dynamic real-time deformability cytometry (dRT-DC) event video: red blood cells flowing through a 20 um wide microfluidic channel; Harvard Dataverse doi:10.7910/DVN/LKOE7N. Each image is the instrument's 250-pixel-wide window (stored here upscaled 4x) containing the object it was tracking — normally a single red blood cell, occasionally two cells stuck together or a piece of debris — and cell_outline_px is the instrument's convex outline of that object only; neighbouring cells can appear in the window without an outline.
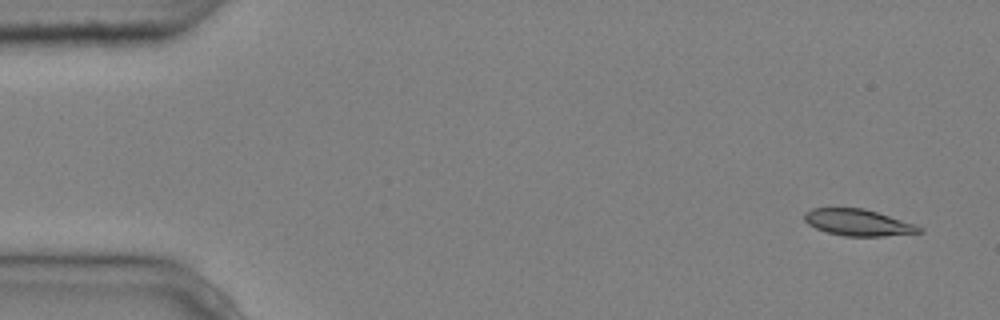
{"species": "common noctule bat (a hibernating species)", "species_latin": "Nyctalus noctula", "temperature_condition": "cold", "stored_images_in_passage": 5, "segment_of_instrument_passage": [1, 2], "camera_frame_rate_fps": 3000, "um_per_image_px": 0.085, "animal": {"sex": "male", "body_mass_g": 20.4}, "frame": {"image": 1, "passage_image": 1, "time_ms": 0.0, "image_size_px": [1000, 320], "cell_outline_px": [[924, 232], [884, 236], [844, 236], [828, 232], [816, 228], [808, 224], [804, 220], [804, 212], [812, 208], [864, 208], [924, 228]], "centroid_in_image_um": [72.9, 18.92], "position_along_channel_um": 12.1, "area_um2": 17.51}}